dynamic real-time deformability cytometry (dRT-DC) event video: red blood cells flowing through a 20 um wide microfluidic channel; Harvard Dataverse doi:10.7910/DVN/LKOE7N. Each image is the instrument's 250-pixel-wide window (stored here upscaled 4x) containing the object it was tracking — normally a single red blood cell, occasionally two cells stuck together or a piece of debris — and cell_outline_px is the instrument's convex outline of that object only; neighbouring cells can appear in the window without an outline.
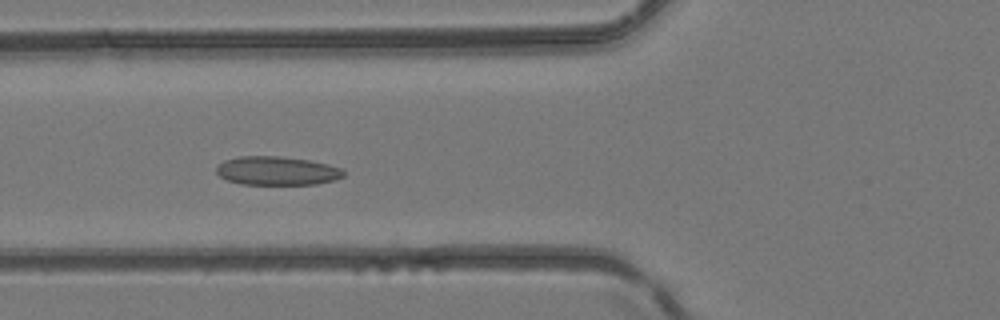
{"species": "common noctule bat (a hibernating species)", "species_latin": "Nyctalus noctula", "temperature_condition": "room temperature", "stored_images_in_passage": 4, "camera_frame_rate_fps": 3000, "um_per_image_px": 0.085, "animal": {"sex": "female", "body_mass_g": 24.6, "forearm_length_mm": 56.2}, "frame": {"image": 1, "passage_image": 4, "time_ms": 1.0, "image_size_px": [1000, 320], "cell_outline_px": [[344, 176], [336, 180], [316, 184], [240, 184], [228, 180], [220, 176], [216, 172], [216, 168], [224, 160], [236, 156], [280, 156], [308, 160], [328, 164], [340, 168], [344, 172]], "centroid_in_image_um": [23.54, 14.51], "position_along_channel_um": 102.3, "area_um2": 21.27}}